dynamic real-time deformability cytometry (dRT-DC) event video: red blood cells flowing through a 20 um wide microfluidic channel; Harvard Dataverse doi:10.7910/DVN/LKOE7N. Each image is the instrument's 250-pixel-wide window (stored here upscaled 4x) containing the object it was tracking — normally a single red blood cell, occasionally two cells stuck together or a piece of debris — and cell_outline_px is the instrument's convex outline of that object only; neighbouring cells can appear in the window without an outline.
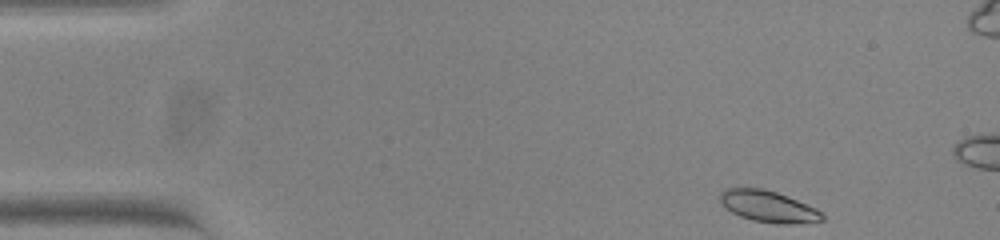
{"species": "common noctule bat (a hibernating species)", "species_latin": "Nyctalus noctula", "temperature_condition": "warm", "stored_images_in_passage": 11, "camera_frame_rate_fps": 3000, "um_per_image_px": 0.085, "animal": {"sex": "female", "body_mass_g": 23.0, "forearm_length_mm": 53.4}, "frame": {"image": 1, "passage_image": 1, "time_ms": 0.0, "image_size_px": [1000, 240], "cell_outline_px": [[824, 220], [788, 224], [776, 224], [752, 220], [740, 216], [732, 212], [720, 200], [720, 192], [724, 188], [764, 188], [776, 192], [816, 208], [824, 216]], "centroid_in_image_um": [65.29, 17.54], "position_along_channel_um": 19.7, "area_um2": 18.44}}